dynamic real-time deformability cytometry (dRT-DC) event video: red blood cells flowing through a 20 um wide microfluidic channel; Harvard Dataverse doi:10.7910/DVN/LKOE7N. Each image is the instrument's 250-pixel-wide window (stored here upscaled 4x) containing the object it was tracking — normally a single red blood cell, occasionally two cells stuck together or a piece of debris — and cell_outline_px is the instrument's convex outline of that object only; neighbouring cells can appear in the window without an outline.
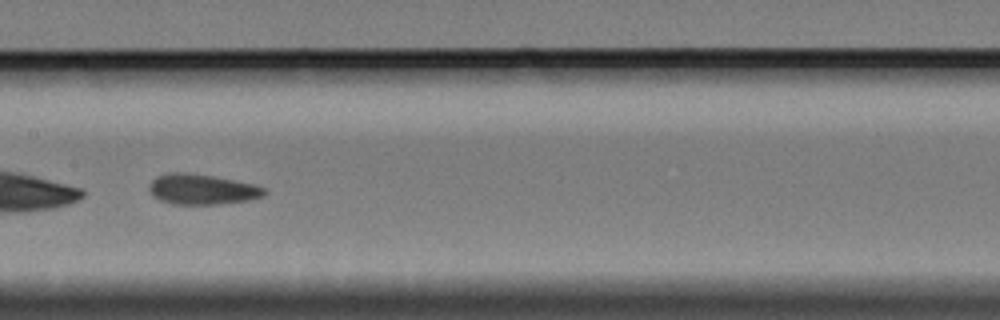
{"species": "Egyptian fruit bat (a non-hibernating species)", "species_latin": "Rousettus aegyptiacus", "temperature_condition": "cold", "stored_images_in_passage": 37, "camera_frame_rate_fps": 3000, "um_per_image_px": 0.085, "animal": {"sex": "female"}, "frame": {"image": 1, "passage_image": 16, "time_ms": 5.0, "image_size_px": [1000, 320], "cell_outline_px": [[268, 192], [264, 196], [248, 200], [220, 204], [172, 204], [160, 200], [152, 196], [148, 192], [148, 184], [156, 176], [172, 172], [184, 172], [212, 176], [252, 184], [264, 188]], "centroid_in_image_um": [17.11, 16.1], "position_along_channel_um": 190.3, "area_um2": 20.4}}
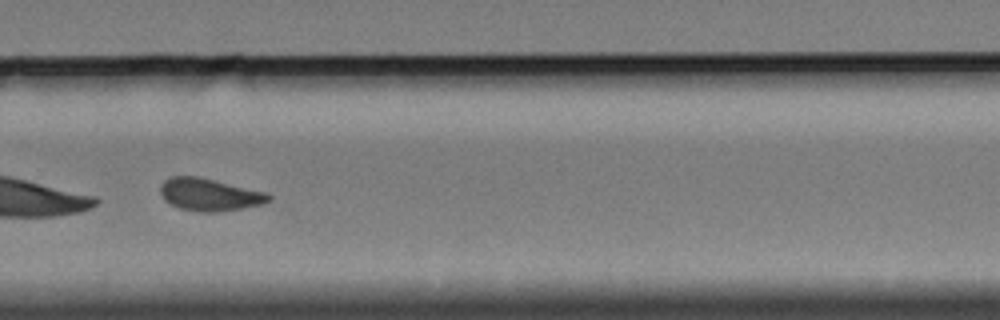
{"frame": {"image": 2, "passage_image": 27, "time_ms": 8.667, "image_size_px": [1000, 320], "cell_outline_px": [[272, 200], [264, 204], [220, 212], [200, 212], [180, 208], [168, 204], [164, 200], [160, 192], [160, 184], [164, 180], [172, 176], [196, 176], [268, 192], [272, 196]], "centroid_in_image_um": [17.82, 16.55], "position_along_channel_um": 312.0, "area_um2": 20.75}, "authors_computed_cell_mechanics": {"area_um2": 20.1722, "velocity_mm_per_s": 3.3323, "shape_relaxation_time_tau1_ms": 8.1822, "shape_relaxation_time_tau2_ms": 2.269, "deformation_change_tau1": 0.1096, "deformation_change_tau2": 0.0939}}